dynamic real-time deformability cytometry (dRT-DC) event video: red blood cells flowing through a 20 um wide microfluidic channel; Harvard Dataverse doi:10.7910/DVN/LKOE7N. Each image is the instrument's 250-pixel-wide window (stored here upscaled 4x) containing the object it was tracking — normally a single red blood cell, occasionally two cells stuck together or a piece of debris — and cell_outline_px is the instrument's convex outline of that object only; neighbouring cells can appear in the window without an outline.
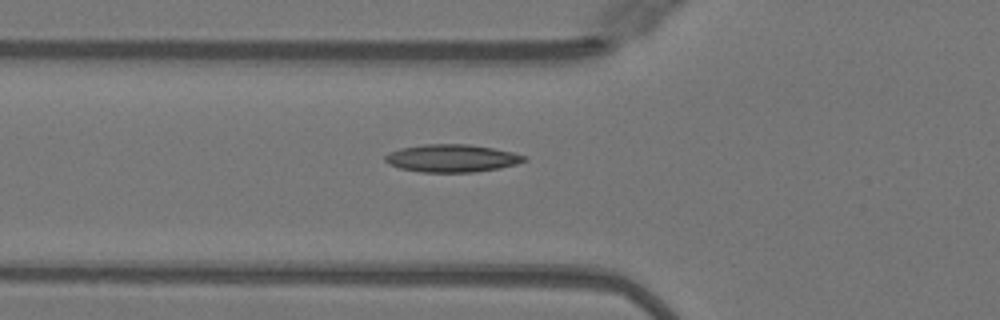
{"species": "Egyptian fruit bat (a non-hibernating species)", "species_latin": "Rousettus aegyptiacus", "temperature_condition": "warm", "stored_images_in_passage": 26, "camera_frame_rate_fps": 3000, "um_per_image_px": 0.085, "animal": {"sex": "female"}, "frame": {"image": 1, "passage_image": 2, "time_ms": 0.333, "image_size_px": [1000, 320], "cell_outline_px": [[528, 160], [516, 164], [500, 168], [472, 172], [420, 172], [400, 168], [388, 164], [384, 160], [384, 156], [388, 152], [400, 148], [424, 144], [468, 144], [492, 148], [512, 152], [528, 156]], "centroid_in_image_um": [38.4, 13.45], "position_along_channel_um": 87.4, "area_um2": 22.54}}
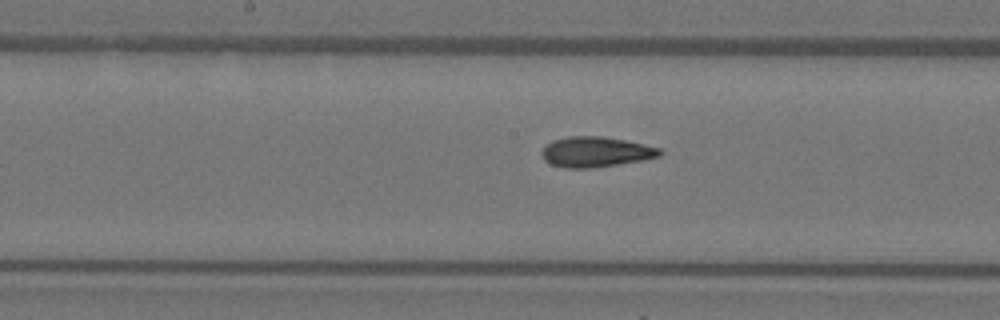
{"frame": {"image": 2, "passage_image": 10, "time_ms": 3.0, "image_size_px": [1000, 320], "cell_outline_px": [[664, 152], [660, 156], [644, 160], [592, 168], [568, 168], [552, 164], [544, 160], [540, 152], [552, 140], [568, 136], [600, 136], [624, 140], [660, 148]], "centroid_in_image_um": [50.64, 12.91], "position_along_channel_um": 197.6, "area_um2": 20.75}}
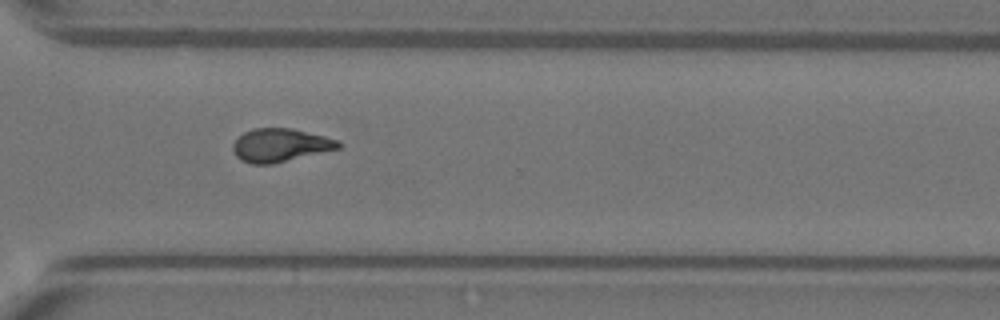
{"frame": {"image": 3, "passage_image": 21, "time_ms": 6.667, "image_size_px": [1000, 320], "cell_outline_px": [[340, 148], [272, 164], [252, 164], [240, 160], [236, 156], [232, 148], [232, 144], [244, 132], [252, 128], [292, 128], [340, 140]], "centroid_in_image_um": [23.8, 12.34], "position_along_channel_um": 346.8, "area_um2": 20.4}, "authors_computed_cell_mechanics": {"area_um2": 20.4323, "velocity_mm_per_s": 4.089, "shape_relaxation_time_tau1_ms": null, "shape_relaxation_time_tau2_ms": 2.0064, "deformation_change_tau1": null, "deformation_change_tau2": 0.0855}}